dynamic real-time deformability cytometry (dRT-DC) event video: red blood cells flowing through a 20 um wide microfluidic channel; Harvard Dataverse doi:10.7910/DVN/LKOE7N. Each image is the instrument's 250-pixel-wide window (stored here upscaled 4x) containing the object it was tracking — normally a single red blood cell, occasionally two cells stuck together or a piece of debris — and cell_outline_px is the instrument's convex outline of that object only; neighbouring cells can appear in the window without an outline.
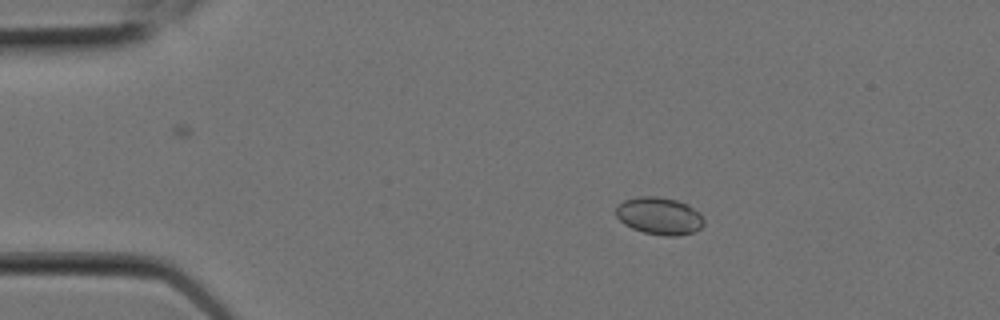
{"species": "Egyptian fruit bat (a non-hibernating species)", "species_latin": "Rousettus aegyptiacus", "temperature_condition": "room temperature", "stored_images_in_passage": 5, "camera_frame_rate_fps": 3000, "um_per_image_px": 0.085, "animal": {"sex": "female"}, "frame": {"image": 1, "passage_image": 3, "time_ms": 0.667, "image_size_px": [1000, 320], "cell_outline_px": [[704, 224], [700, 228], [692, 232], [676, 236], [664, 236], [644, 232], [632, 228], [624, 224], [616, 216], [616, 204], [624, 200], [640, 196], [656, 196], [676, 200], [688, 204], [700, 212], [704, 220]], "centroid_in_image_um": [56.04, 18.34], "position_along_channel_um": 29.0, "area_um2": 19.25}}